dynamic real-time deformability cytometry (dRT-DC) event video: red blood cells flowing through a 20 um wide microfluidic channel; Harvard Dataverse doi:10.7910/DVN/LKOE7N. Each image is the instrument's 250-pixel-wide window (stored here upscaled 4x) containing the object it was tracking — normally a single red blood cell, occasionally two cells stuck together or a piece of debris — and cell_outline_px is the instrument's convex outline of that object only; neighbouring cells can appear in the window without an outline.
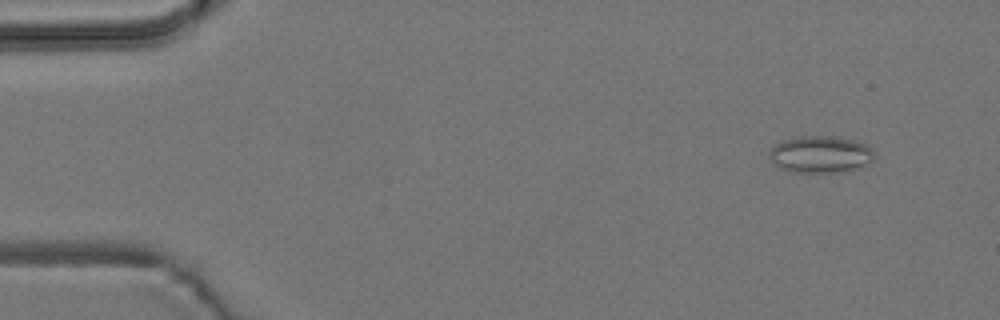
{"species": "common noctule bat (a hibernating species)", "species_latin": "Nyctalus noctula", "temperature_condition": "room temperature", "stored_images_in_passage": 5, "camera_frame_rate_fps": 3000, "um_per_image_px": 0.085, "animal": {"sex": "male", "body_mass_g": 19.2, "forearm_length_mm": 51.8}, "frame": {"image": 1, "passage_image": 5, "time_ms": 4.667, "image_size_px": [1000, 320], "cell_outline_px": [[876, 156], [868, 164], [844, 172], [792, 172], [780, 168], [772, 164], [768, 156], [768, 152], [780, 140], [800, 136], [832, 136], [860, 140], [868, 144], [876, 152]], "centroid_in_image_um": [69.76, 13.11], "position_along_channel_um": 15.2, "area_um2": 23.24}}